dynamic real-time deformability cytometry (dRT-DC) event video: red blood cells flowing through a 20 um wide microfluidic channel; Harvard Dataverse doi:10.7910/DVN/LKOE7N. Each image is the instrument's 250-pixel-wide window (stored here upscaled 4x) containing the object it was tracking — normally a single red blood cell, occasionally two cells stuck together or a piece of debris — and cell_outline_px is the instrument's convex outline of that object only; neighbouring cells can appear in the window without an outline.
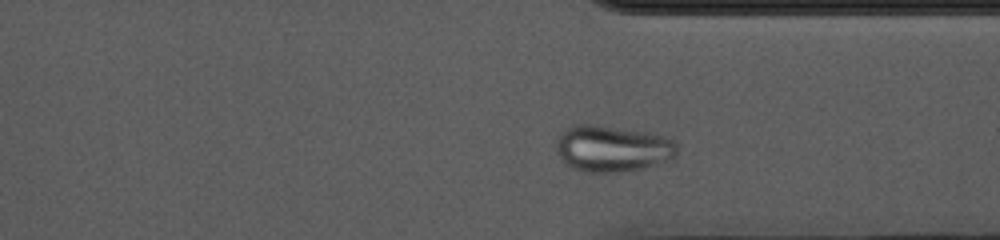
{"species": "common noctule bat (a hibernating species)", "species_latin": "Nyctalus noctula", "temperature_condition": "cold", "stored_images_in_passage": 39, "camera_frame_rate_fps": 3000, "um_per_image_px": 0.085, "animal": {"sex": "female", "body_mass_g": 10.0, "forearm_length_mm": 53.1}, "frame": {"image": 1, "passage_image": 34, "time_ms": 11.0, "image_size_px": [1000, 240], "cell_outline_px": [[676, 152], [672, 160], [628, 172], [584, 172], [572, 168], [556, 152], [556, 136], [560, 132], [572, 124], [596, 124], [648, 132], [664, 136], [672, 140], [676, 144]], "centroid_in_image_um": [52.02, 12.62], "position_along_channel_um": 359.4, "area_um2": 33.06}, "authors_computed_cell_mechanics": {"area_um2": 29.5358, "velocity_mm_per_s": 3.6084, "shape_relaxation_time_tau1_ms": null, "shape_relaxation_time_tau2_ms": 1.512, "deformation_change_tau1": null, "deformation_change_tau2": 0.0528}}